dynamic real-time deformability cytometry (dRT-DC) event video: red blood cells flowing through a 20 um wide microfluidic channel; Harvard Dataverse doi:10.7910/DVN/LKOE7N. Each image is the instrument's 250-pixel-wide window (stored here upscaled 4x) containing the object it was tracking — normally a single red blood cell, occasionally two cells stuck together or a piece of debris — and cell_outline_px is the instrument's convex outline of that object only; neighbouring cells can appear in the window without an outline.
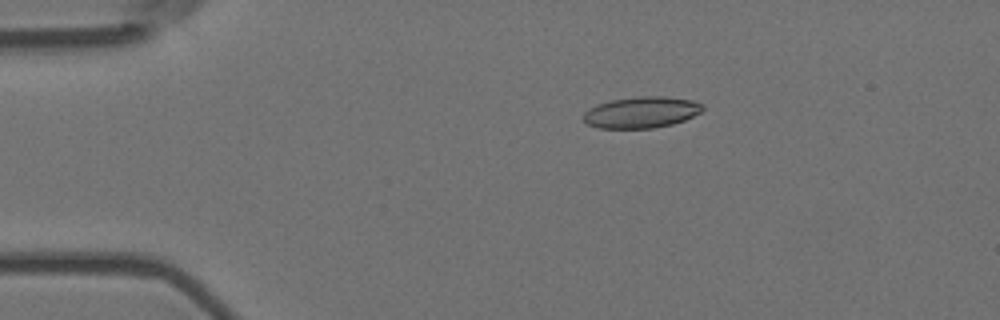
{"species": "Egyptian fruit bat (a non-hibernating species)", "species_latin": "Rousettus aegyptiacus", "temperature_condition": "room temperature", "stored_images_in_passage": 38, "camera_frame_rate_fps": 3000, "um_per_image_px": 0.085, "animal": {"sex": "female"}, "frame": {"image": 1, "passage_image": 1, "time_ms": 0.0, "image_size_px": [1000, 320], "cell_outline_px": [[704, 108], [700, 112], [684, 120], [672, 124], [652, 128], [596, 128], [588, 124], [584, 120], [584, 112], [588, 108], [596, 104], [612, 100], [640, 96], [664, 96], [692, 100], [704, 104]], "centroid_in_image_um": [54.51, 9.54], "position_along_channel_um": 30.5, "area_um2": 21.73}}
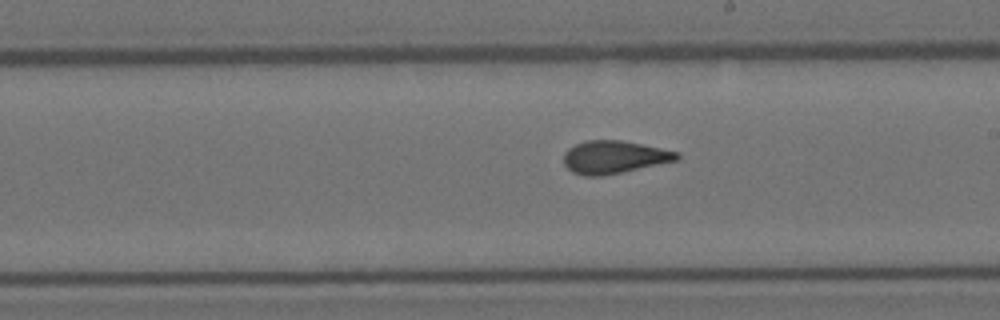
{"frame": {"image": 2, "passage_image": 22, "time_ms": 7.0, "image_size_px": [1000, 320], "cell_outline_px": [[680, 160], [600, 176], [584, 176], [572, 172], [564, 164], [564, 152], [568, 148], [576, 144], [588, 140], [620, 140], [680, 152]], "centroid_in_image_um": [52.2, 13.35], "position_along_channel_um": 236.8, "area_um2": 21.5}}
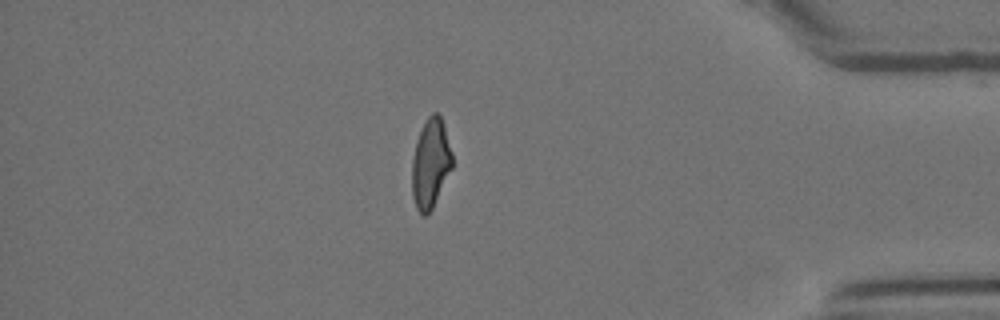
{"frame": {"image": 3, "passage_image": 38, "time_ms": 12.333, "image_size_px": [1000, 320], "cell_outline_px": [[452, 168], [428, 216], [424, 216], [416, 208], [412, 196], [412, 160], [416, 140], [420, 128], [428, 116], [432, 112], [436, 112], [440, 116], [452, 152]], "centroid_in_image_um": [36.58, 13.89], "position_along_channel_um": 398.6, "area_um2": 20.92}, "authors_computed_cell_mechanics": {"area_um2": 21.7617, "velocity_mm_per_s": 3.7022, "shape_relaxation_time_tau1_ms": 10.5134, "shape_relaxation_time_tau2_ms": 1.5154, "deformation_change_tau1": 0.2418, "deformation_change_tau2": 0.0953}}